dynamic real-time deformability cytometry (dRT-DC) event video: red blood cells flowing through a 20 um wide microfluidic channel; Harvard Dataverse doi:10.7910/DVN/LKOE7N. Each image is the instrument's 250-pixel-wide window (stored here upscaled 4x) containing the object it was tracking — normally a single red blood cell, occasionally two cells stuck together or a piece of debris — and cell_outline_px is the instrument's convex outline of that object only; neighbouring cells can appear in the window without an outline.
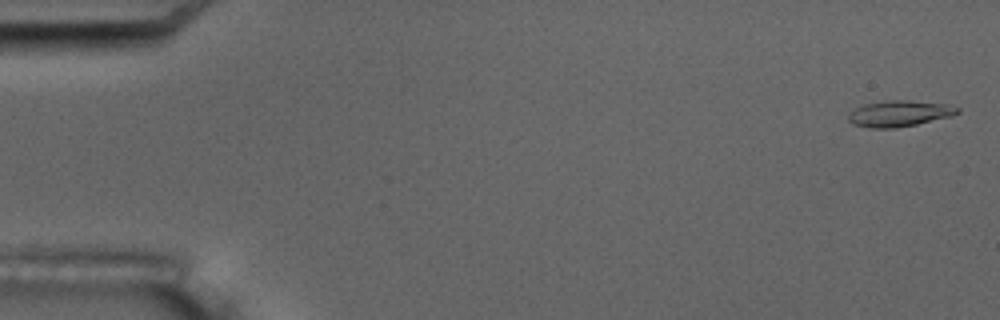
{"species": "common noctule bat (a hibernating species)", "species_latin": "Nyctalus noctula", "temperature_condition": "room temperature", "stored_images_in_passage": 15, "camera_frame_rate_fps": 3000, "um_per_image_px": 0.085, "animal": {"sex": "male", "body_mass_g": 17.5, "forearm_length_mm": 52.3}, "frame": {"image": 1, "passage_image": 1, "time_ms": 0.0, "image_size_px": [1000, 320], "cell_outline_px": [[960, 112], [948, 116], [916, 124], [896, 128], [868, 128], [852, 124], [848, 120], [848, 116], [856, 108], [864, 104], [888, 100], [908, 100], [948, 104], [960, 108]], "centroid_in_image_um": [76.42, 9.65], "position_along_channel_um": 8.6, "area_um2": 16.42}, "authors_computed_cell_mechanics": {"area_um2": 16.184, "velocity_mm_per_s": 3.5204, "shape_relaxation_time_tau1_ms": 5.4635, "shape_relaxation_time_tau2_ms": 3.0314, "deformation_change_tau1": 0.2015, "deformation_change_tau2": 0.1414}}